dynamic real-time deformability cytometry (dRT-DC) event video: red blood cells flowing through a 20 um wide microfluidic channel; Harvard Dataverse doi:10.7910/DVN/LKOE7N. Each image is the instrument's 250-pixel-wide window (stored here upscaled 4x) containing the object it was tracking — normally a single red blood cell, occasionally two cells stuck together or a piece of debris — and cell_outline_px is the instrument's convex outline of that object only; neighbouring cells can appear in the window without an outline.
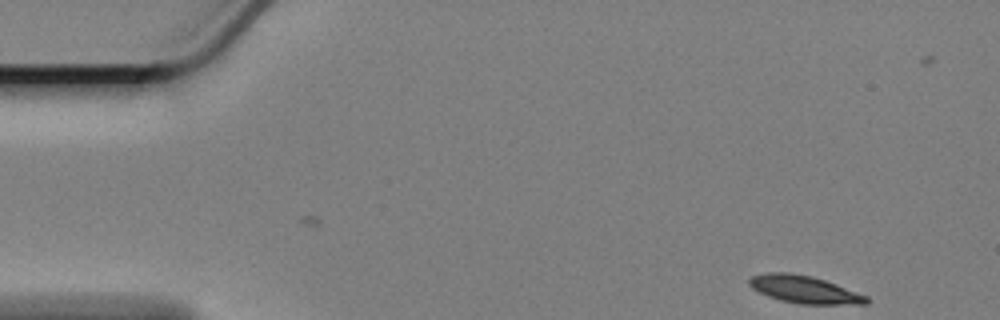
{"species": "Egyptian fruit bat (a non-hibernating species)", "species_latin": "Rousettus aegyptiacus", "temperature_condition": "cold", "stored_images_in_passage": 56, "camera_frame_rate_fps": 3000, "um_per_image_px": 0.085, "animal": {"sex": "female"}, "frame": {"image": 1, "passage_image": 1, "time_ms": 0.0, "image_size_px": [1000, 320], "cell_outline_px": [[872, 300], [868, 304], [800, 304], [780, 300], [768, 296], [752, 288], [748, 284], [748, 280], [752, 276], [764, 272], [792, 272], [812, 276], [836, 284], [868, 296]], "centroid_in_image_um": [68.38, 24.6], "position_along_channel_um": 16.6, "area_um2": 18.96}}
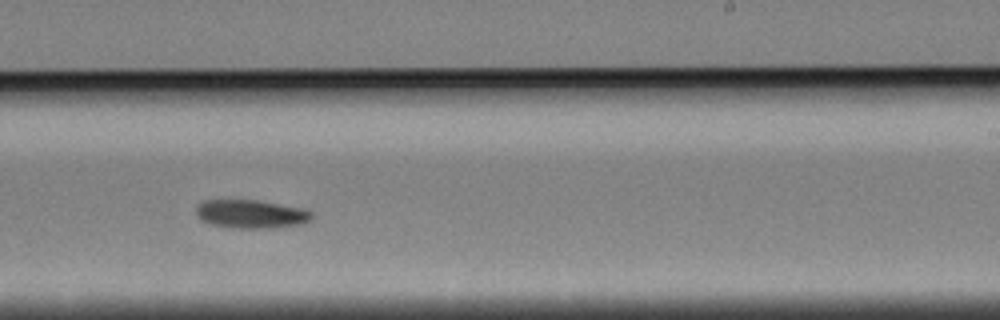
{"frame": {"image": 2, "passage_image": 32, "time_ms": 10.333, "image_size_px": [1000, 320], "cell_outline_px": [[312, 216], [304, 224], [276, 228], [228, 228], [208, 224], [200, 220], [196, 216], [196, 208], [204, 200], [256, 200], [300, 208], [312, 212]], "centroid_in_image_um": [21.29, 18.21], "position_along_channel_um": 267.7, "area_um2": 19.31}}
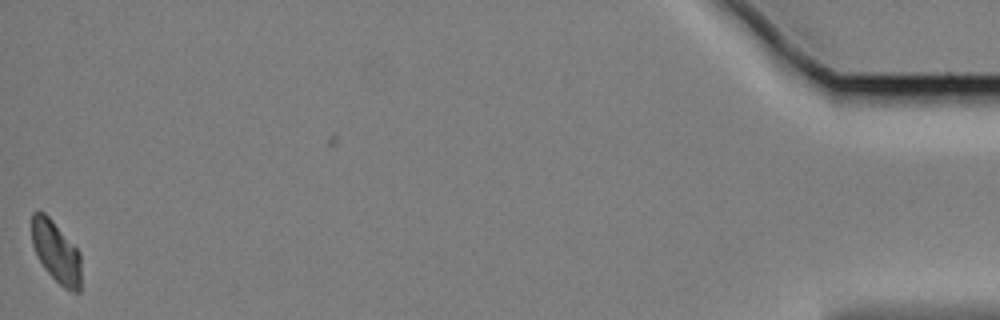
{"frame": {"image": 3, "passage_image": 55, "time_ms": 18.0, "image_size_px": [1000, 320], "cell_outline_px": [[80, 292], [72, 292], [64, 288], [48, 272], [40, 260], [32, 244], [32, 212], [44, 212], [52, 220], [80, 252]], "centroid_in_image_um": [4.78, 21.42], "position_along_channel_um": 430.4, "area_um2": 17.34}, "authors_computed_cell_mechanics": {"area_um2": 19.2763, "velocity_mm_per_s": 3.3581, "shape_relaxation_time_tau1_ms": 3.7583, "shape_relaxation_time_tau2_ms": null, "deformation_change_tau1": 0.0997, "deformation_change_tau2": null}}